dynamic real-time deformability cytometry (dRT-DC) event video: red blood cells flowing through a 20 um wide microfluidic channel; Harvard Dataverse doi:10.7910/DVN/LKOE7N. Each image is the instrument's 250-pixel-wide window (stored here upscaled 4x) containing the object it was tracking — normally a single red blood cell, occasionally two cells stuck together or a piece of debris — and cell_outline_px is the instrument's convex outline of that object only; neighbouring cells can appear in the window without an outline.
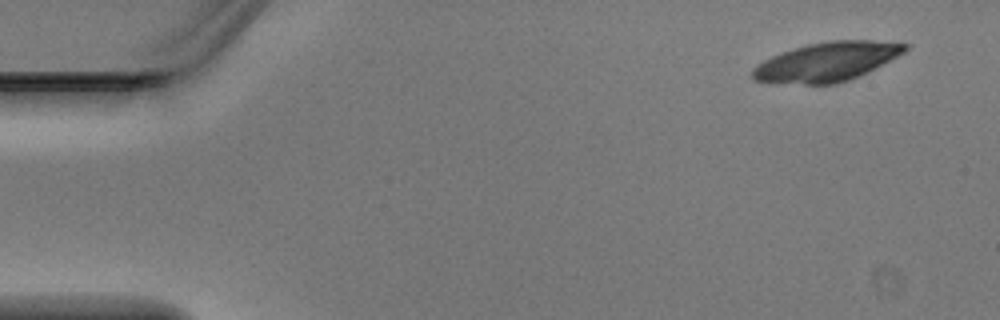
{"species": "Egyptian fruit bat (a non-hibernating species)", "species_latin": "Rousettus aegyptiacus", "temperature_condition": "warm", "stored_images_in_passage": 4, "camera_frame_rate_fps": 3000, "um_per_image_px": 0.085, "animal": {"sex": "male"}, "frame": {"image": 1, "passage_image": 1, "time_ms": 0.0, "image_size_px": [1000, 320], "cell_outline_px": [[912, 44], [904, 52], [860, 76], [836, 84], [804, 84], [752, 80], [752, 68], [756, 64], [772, 56], [808, 44], [828, 40], [872, 40]], "centroid_in_image_um": [70.3, 5.24], "position_along_channel_um": 14.7, "area_um2": 34.45}}